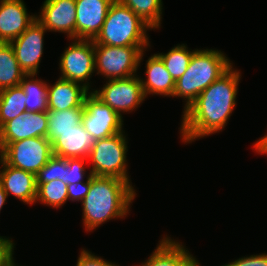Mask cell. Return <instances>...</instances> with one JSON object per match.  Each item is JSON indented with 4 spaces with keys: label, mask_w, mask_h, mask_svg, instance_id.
Listing matches in <instances>:
<instances>
[{
    "label": "cell",
    "mask_w": 267,
    "mask_h": 266,
    "mask_svg": "<svg viewBox=\"0 0 267 266\" xmlns=\"http://www.w3.org/2000/svg\"><path fill=\"white\" fill-rule=\"evenodd\" d=\"M240 74L232 66L183 111L180 133L184 143H191L225 128L236 106Z\"/></svg>",
    "instance_id": "1"
},
{
    "label": "cell",
    "mask_w": 267,
    "mask_h": 266,
    "mask_svg": "<svg viewBox=\"0 0 267 266\" xmlns=\"http://www.w3.org/2000/svg\"><path fill=\"white\" fill-rule=\"evenodd\" d=\"M135 197V189L129 182L91 175L89 192L81 202L85 230L91 232L111 219L125 218Z\"/></svg>",
    "instance_id": "2"
},
{
    "label": "cell",
    "mask_w": 267,
    "mask_h": 266,
    "mask_svg": "<svg viewBox=\"0 0 267 266\" xmlns=\"http://www.w3.org/2000/svg\"><path fill=\"white\" fill-rule=\"evenodd\" d=\"M233 64L220 50L197 49L185 73L175 81L173 97L185 99L184 111L211 83L225 74Z\"/></svg>",
    "instance_id": "3"
},
{
    "label": "cell",
    "mask_w": 267,
    "mask_h": 266,
    "mask_svg": "<svg viewBox=\"0 0 267 266\" xmlns=\"http://www.w3.org/2000/svg\"><path fill=\"white\" fill-rule=\"evenodd\" d=\"M150 29L152 28L129 7L114 0L108 9L101 31L93 41L94 44L115 47L149 46L146 32Z\"/></svg>",
    "instance_id": "4"
},
{
    "label": "cell",
    "mask_w": 267,
    "mask_h": 266,
    "mask_svg": "<svg viewBox=\"0 0 267 266\" xmlns=\"http://www.w3.org/2000/svg\"><path fill=\"white\" fill-rule=\"evenodd\" d=\"M122 131L108 138L94 141L87 160L91 161L90 173L93 176L116 177L129 182L127 167V140Z\"/></svg>",
    "instance_id": "5"
},
{
    "label": "cell",
    "mask_w": 267,
    "mask_h": 266,
    "mask_svg": "<svg viewBox=\"0 0 267 266\" xmlns=\"http://www.w3.org/2000/svg\"><path fill=\"white\" fill-rule=\"evenodd\" d=\"M147 47L94 44L96 74L107 80L135 76Z\"/></svg>",
    "instance_id": "6"
},
{
    "label": "cell",
    "mask_w": 267,
    "mask_h": 266,
    "mask_svg": "<svg viewBox=\"0 0 267 266\" xmlns=\"http://www.w3.org/2000/svg\"><path fill=\"white\" fill-rule=\"evenodd\" d=\"M52 156V144L46 137L27 138L0 145V158L6 164L35 175Z\"/></svg>",
    "instance_id": "7"
},
{
    "label": "cell",
    "mask_w": 267,
    "mask_h": 266,
    "mask_svg": "<svg viewBox=\"0 0 267 266\" xmlns=\"http://www.w3.org/2000/svg\"><path fill=\"white\" fill-rule=\"evenodd\" d=\"M64 50L59 63V78L79 83L90 90L89 80L95 72L94 41L73 39Z\"/></svg>",
    "instance_id": "8"
},
{
    "label": "cell",
    "mask_w": 267,
    "mask_h": 266,
    "mask_svg": "<svg viewBox=\"0 0 267 266\" xmlns=\"http://www.w3.org/2000/svg\"><path fill=\"white\" fill-rule=\"evenodd\" d=\"M91 92L120 116L123 112L134 111L146 98L137 75L108 80L101 90Z\"/></svg>",
    "instance_id": "9"
},
{
    "label": "cell",
    "mask_w": 267,
    "mask_h": 266,
    "mask_svg": "<svg viewBox=\"0 0 267 266\" xmlns=\"http://www.w3.org/2000/svg\"><path fill=\"white\" fill-rule=\"evenodd\" d=\"M82 123L95 140L108 138L123 131V116L104 104L91 91L84 99Z\"/></svg>",
    "instance_id": "10"
},
{
    "label": "cell",
    "mask_w": 267,
    "mask_h": 266,
    "mask_svg": "<svg viewBox=\"0 0 267 266\" xmlns=\"http://www.w3.org/2000/svg\"><path fill=\"white\" fill-rule=\"evenodd\" d=\"M45 27L36 19L19 37L10 42L20 68L37 74L44 48Z\"/></svg>",
    "instance_id": "11"
},
{
    "label": "cell",
    "mask_w": 267,
    "mask_h": 266,
    "mask_svg": "<svg viewBox=\"0 0 267 266\" xmlns=\"http://www.w3.org/2000/svg\"><path fill=\"white\" fill-rule=\"evenodd\" d=\"M36 19L47 31L66 33L70 40L76 39L75 0H45Z\"/></svg>",
    "instance_id": "12"
},
{
    "label": "cell",
    "mask_w": 267,
    "mask_h": 266,
    "mask_svg": "<svg viewBox=\"0 0 267 266\" xmlns=\"http://www.w3.org/2000/svg\"><path fill=\"white\" fill-rule=\"evenodd\" d=\"M47 130V112L22 113L0 128V145L33 137L47 138Z\"/></svg>",
    "instance_id": "13"
},
{
    "label": "cell",
    "mask_w": 267,
    "mask_h": 266,
    "mask_svg": "<svg viewBox=\"0 0 267 266\" xmlns=\"http://www.w3.org/2000/svg\"><path fill=\"white\" fill-rule=\"evenodd\" d=\"M114 0H75L76 39L94 40Z\"/></svg>",
    "instance_id": "14"
},
{
    "label": "cell",
    "mask_w": 267,
    "mask_h": 266,
    "mask_svg": "<svg viewBox=\"0 0 267 266\" xmlns=\"http://www.w3.org/2000/svg\"><path fill=\"white\" fill-rule=\"evenodd\" d=\"M36 16L28 14L23 0H0V42L10 43L19 37Z\"/></svg>",
    "instance_id": "15"
},
{
    "label": "cell",
    "mask_w": 267,
    "mask_h": 266,
    "mask_svg": "<svg viewBox=\"0 0 267 266\" xmlns=\"http://www.w3.org/2000/svg\"><path fill=\"white\" fill-rule=\"evenodd\" d=\"M0 183L9 196L12 194L17 199L31 205L37 196L36 175L6 164L0 158Z\"/></svg>",
    "instance_id": "16"
},
{
    "label": "cell",
    "mask_w": 267,
    "mask_h": 266,
    "mask_svg": "<svg viewBox=\"0 0 267 266\" xmlns=\"http://www.w3.org/2000/svg\"><path fill=\"white\" fill-rule=\"evenodd\" d=\"M89 93L83 85L59 78L53 85L48 84V111L82 108L84 99Z\"/></svg>",
    "instance_id": "17"
},
{
    "label": "cell",
    "mask_w": 267,
    "mask_h": 266,
    "mask_svg": "<svg viewBox=\"0 0 267 266\" xmlns=\"http://www.w3.org/2000/svg\"><path fill=\"white\" fill-rule=\"evenodd\" d=\"M53 155L62 158H88L94 139L85 130L83 123L59 133L52 143Z\"/></svg>",
    "instance_id": "18"
},
{
    "label": "cell",
    "mask_w": 267,
    "mask_h": 266,
    "mask_svg": "<svg viewBox=\"0 0 267 266\" xmlns=\"http://www.w3.org/2000/svg\"><path fill=\"white\" fill-rule=\"evenodd\" d=\"M147 79L140 77L145 97L148 95L172 96L175 88V81L165 67L162 59L157 55H151L146 61Z\"/></svg>",
    "instance_id": "19"
},
{
    "label": "cell",
    "mask_w": 267,
    "mask_h": 266,
    "mask_svg": "<svg viewBox=\"0 0 267 266\" xmlns=\"http://www.w3.org/2000/svg\"><path fill=\"white\" fill-rule=\"evenodd\" d=\"M165 236L140 266H185L194 257L179 241Z\"/></svg>",
    "instance_id": "20"
},
{
    "label": "cell",
    "mask_w": 267,
    "mask_h": 266,
    "mask_svg": "<svg viewBox=\"0 0 267 266\" xmlns=\"http://www.w3.org/2000/svg\"><path fill=\"white\" fill-rule=\"evenodd\" d=\"M26 73L20 68L10 43L0 42V91L19 86Z\"/></svg>",
    "instance_id": "21"
},
{
    "label": "cell",
    "mask_w": 267,
    "mask_h": 266,
    "mask_svg": "<svg viewBox=\"0 0 267 266\" xmlns=\"http://www.w3.org/2000/svg\"><path fill=\"white\" fill-rule=\"evenodd\" d=\"M35 76L37 74H26L20 82L26 96V112H47L48 83L41 79H35Z\"/></svg>",
    "instance_id": "22"
},
{
    "label": "cell",
    "mask_w": 267,
    "mask_h": 266,
    "mask_svg": "<svg viewBox=\"0 0 267 266\" xmlns=\"http://www.w3.org/2000/svg\"><path fill=\"white\" fill-rule=\"evenodd\" d=\"M83 114L84 106L82 108H69L64 111H47V139L52 143L59 137V133L80 125Z\"/></svg>",
    "instance_id": "23"
},
{
    "label": "cell",
    "mask_w": 267,
    "mask_h": 266,
    "mask_svg": "<svg viewBox=\"0 0 267 266\" xmlns=\"http://www.w3.org/2000/svg\"><path fill=\"white\" fill-rule=\"evenodd\" d=\"M26 96L21 86L0 91V128L8 121L26 113Z\"/></svg>",
    "instance_id": "24"
},
{
    "label": "cell",
    "mask_w": 267,
    "mask_h": 266,
    "mask_svg": "<svg viewBox=\"0 0 267 266\" xmlns=\"http://www.w3.org/2000/svg\"><path fill=\"white\" fill-rule=\"evenodd\" d=\"M129 7L153 30L160 28L162 21V0H118Z\"/></svg>",
    "instance_id": "25"
},
{
    "label": "cell",
    "mask_w": 267,
    "mask_h": 266,
    "mask_svg": "<svg viewBox=\"0 0 267 266\" xmlns=\"http://www.w3.org/2000/svg\"><path fill=\"white\" fill-rule=\"evenodd\" d=\"M185 44H178L167 53H156L164 62L166 69L174 81L178 80L187 70L193 53Z\"/></svg>",
    "instance_id": "26"
},
{
    "label": "cell",
    "mask_w": 267,
    "mask_h": 266,
    "mask_svg": "<svg viewBox=\"0 0 267 266\" xmlns=\"http://www.w3.org/2000/svg\"><path fill=\"white\" fill-rule=\"evenodd\" d=\"M37 196L35 203L60 208L68 200V187L62 180H53L47 183H36Z\"/></svg>",
    "instance_id": "27"
},
{
    "label": "cell",
    "mask_w": 267,
    "mask_h": 266,
    "mask_svg": "<svg viewBox=\"0 0 267 266\" xmlns=\"http://www.w3.org/2000/svg\"><path fill=\"white\" fill-rule=\"evenodd\" d=\"M66 158L53 155L47 164L36 174V183L62 180L65 177Z\"/></svg>",
    "instance_id": "28"
},
{
    "label": "cell",
    "mask_w": 267,
    "mask_h": 266,
    "mask_svg": "<svg viewBox=\"0 0 267 266\" xmlns=\"http://www.w3.org/2000/svg\"><path fill=\"white\" fill-rule=\"evenodd\" d=\"M87 158H66V171L63 182L68 184H75L84 181L86 177V168H84Z\"/></svg>",
    "instance_id": "29"
},
{
    "label": "cell",
    "mask_w": 267,
    "mask_h": 266,
    "mask_svg": "<svg viewBox=\"0 0 267 266\" xmlns=\"http://www.w3.org/2000/svg\"><path fill=\"white\" fill-rule=\"evenodd\" d=\"M90 176L91 173L89 172L86 181H81L75 184H68V199L71 201H80L85 198L86 194L89 192L90 189Z\"/></svg>",
    "instance_id": "30"
},
{
    "label": "cell",
    "mask_w": 267,
    "mask_h": 266,
    "mask_svg": "<svg viewBox=\"0 0 267 266\" xmlns=\"http://www.w3.org/2000/svg\"><path fill=\"white\" fill-rule=\"evenodd\" d=\"M13 254V240L0 236V266H14Z\"/></svg>",
    "instance_id": "31"
},
{
    "label": "cell",
    "mask_w": 267,
    "mask_h": 266,
    "mask_svg": "<svg viewBox=\"0 0 267 266\" xmlns=\"http://www.w3.org/2000/svg\"><path fill=\"white\" fill-rule=\"evenodd\" d=\"M76 266H119L115 263L106 261L105 259L94 255L88 250L82 249L77 260Z\"/></svg>",
    "instance_id": "32"
},
{
    "label": "cell",
    "mask_w": 267,
    "mask_h": 266,
    "mask_svg": "<svg viewBox=\"0 0 267 266\" xmlns=\"http://www.w3.org/2000/svg\"><path fill=\"white\" fill-rule=\"evenodd\" d=\"M222 266H267V254L242 257Z\"/></svg>",
    "instance_id": "33"
},
{
    "label": "cell",
    "mask_w": 267,
    "mask_h": 266,
    "mask_svg": "<svg viewBox=\"0 0 267 266\" xmlns=\"http://www.w3.org/2000/svg\"><path fill=\"white\" fill-rule=\"evenodd\" d=\"M253 148L259 154H266L267 155V134L256 141L253 145Z\"/></svg>",
    "instance_id": "34"
},
{
    "label": "cell",
    "mask_w": 267,
    "mask_h": 266,
    "mask_svg": "<svg viewBox=\"0 0 267 266\" xmlns=\"http://www.w3.org/2000/svg\"><path fill=\"white\" fill-rule=\"evenodd\" d=\"M8 195L4 191L2 184L0 183V211L3 207V205L6 203Z\"/></svg>",
    "instance_id": "35"
},
{
    "label": "cell",
    "mask_w": 267,
    "mask_h": 266,
    "mask_svg": "<svg viewBox=\"0 0 267 266\" xmlns=\"http://www.w3.org/2000/svg\"><path fill=\"white\" fill-rule=\"evenodd\" d=\"M185 266H200V263L193 257Z\"/></svg>",
    "instance_id": "36"
}]
</instances>
